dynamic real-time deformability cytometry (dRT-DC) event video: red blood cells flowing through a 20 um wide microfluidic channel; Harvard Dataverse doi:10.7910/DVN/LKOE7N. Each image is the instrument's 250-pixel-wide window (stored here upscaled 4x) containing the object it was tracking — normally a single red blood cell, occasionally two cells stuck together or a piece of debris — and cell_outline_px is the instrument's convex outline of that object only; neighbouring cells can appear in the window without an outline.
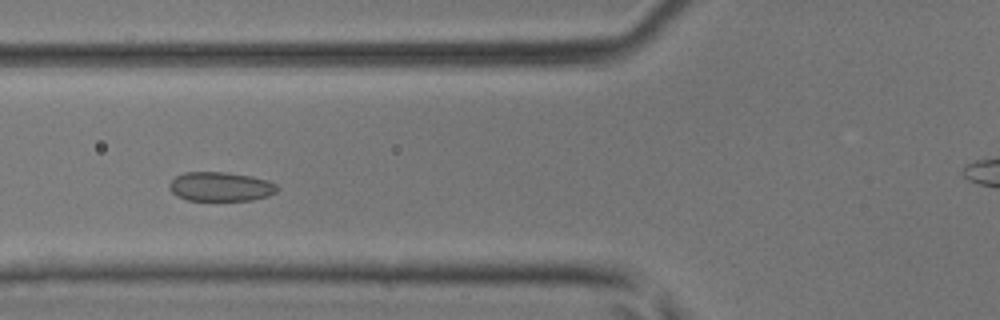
{"species": "common noctule bat (a hibernating species)", "species_latin": "Nyctalus noctula", "temperature_condition": "room temperature", "stored_images_in_passage": 6, "camera_frame_rate_fps": 3000, "um_per_image_px": 0.085, "animal": {"sex": "male", "body_mass_g": 17.9, "forearm_length_mm": 54.2}, "frame": {"image": 1, "passage_image": 6, "time_ms": 6.667, "image_size_px": [1000, 320], "cell_outline_px": [[280, 188], [276, 192], [268, 196], [252, 200], [188, 200], [176, 196], [168, 188], [168, 184], [176, 176], [184, 172], [224, 172], [252, 176], [268, 180], [276, 184]], "centroid_in_image_um": [18.75, 15.86], "position_along_channel_um": 107.0, "area_um2": 18.5}}